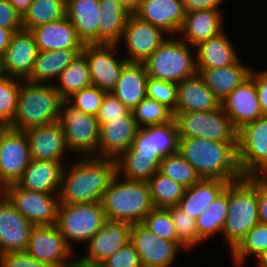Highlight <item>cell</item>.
<instances>
[{
	"mask_svg": "<svg viewBox=\"0 0 267 267\" xmlns=\"http://www.w3.org/2000/svg\"><path fill=\"white\" fill-rule=\"evenodd\" d=\"M66 16L85 44H98L99 0H66Z\"/></svg>",
	"mask_w": 267,
	"mask_h": 267,
	"instance_id": "obj_31",
	"label": "cell"
},
{
	"mask_svg": "<svg viewBox=\"0 0 267 267\" xmlns=\"http://www.w3.org/2000/svg\"><path fill=\"white\" fill-rule=\"evenodd\" d=\"M98 44H117L132 14L115 0H99Z\"/></svg>",
	"mask_w": 267,
	"mask_h": 267,
	"instance_id": "obj_35",
	"label": "cell"
},
{
	"mask_svg": "<svg viewBox=\"0 0 267 267\" xmlns=\"http://www.w3.org/2000/svg\"><path fill=\"white\" fill-rule=\"evenodd\" d=\"M0 267H50L31 257L26 251L0 255Z\"/></svg>",
	"mask_w": 267,
	"mask_h": 267,
	"instance_id": "obj_51",
	"label": "cell"
},
{
	"mask_svg": "<svg viewBox=\"0 0 267 267\" xmlns=\"http://www.w3.org/2000/svg\"><path fill=\"white\" fill-rule=\"evenodd\" d=\"M5 75L2 67V56H0V77Z\"/></svg>",
	"mask_w": 267,
	"mask_h": 267,
	"instance_id": "obj_60",
	"label": "cell"
},
{
	"mask_svg": "<svg viewBox=\"0 0 267 267\" xmlns=\"http://www.w3.org/2000/svg\"><path fill=\"white\" fill-rule=\"evenodd\" d=\"M64 166L62 162L31 159L17 184L31 191L59 194Z\"/></svg>",
	"mask_w": 267,
	"mask_h": 267,
	"instance_id": "obj_27",
	"label": "cell"
},
{
	"mask_svg": "<svg viewBox=\"0 0 267 267\" xmlns=\"http://www.w3.org/2000/svg\"><path fill=\"white\" fill-rule=\"evenodd\" d=\"M167 209L172 216L178 241L191 253L197 246L201 247L204 243L198 237L196 220L178 205Z\"/></svg>",
	"mask_w": 267,
	"mask_h": 267,
	"instance_id": "obj_44",
	"label": "cell"
},
{
	"mask_svg": "<svg viewBox=\"0 0 267 267\" xmlns=\"http://www.w3.org/2000/svg\"><path fill=\"white\" fill-rule=\"evenodd\" d=\"M116 174L115 159L97 156L71 159L63 169L60 203L101 202L109 183Z\"/></svg>",
	"mask_w": 267,
	"mask_h": 267,
	"instance_id": "obj_1",
	"label": "cell"
},
{
	"mask_svg": "<svg viewBox=\"0 0 267 267\" xmlns=\"http://www.w3.org/2000/svg\"><path fill=\"white\" fill-rule=\"evenodd\" d=\"M33 0H8V2L16 9L22 17L32 4Z\"/></svg>",
	"mask_w": 267,
	"mask_h": 267,
	"instance_id": "obj_57",
	"label": "cell"
},
{
	"mask_svg": "<svg viewBox=\"0 0 267 267\" xmlns=\"http://www.w3.org/2000/svg\"><path fill=\"white\" fill-rule=\"evenodd\" d=\"M167 37L160 28L131 14L117 46L125 48L124 52L120 51L128 62L143 63Z\"/></svg>",
	"mask_w": 267,
	"mask_h": 267,
	"instance_id": "obj_15",
	"label": "cell"
},
{
	"mask_svg": "<svg viewBox=\"0 0 267 267\" xmlns=\"http://www.w3.org/2000/svg\"><path fill=\"white\" fill-rule=\"evenodd\" d=\"M82 53L87 59L92 85L112 92L128 62L117 44H85Z\"/></svg>",
	"mask_w": 267,
	"mask_h": 267,
	"instance_id": "obj_12",
	"label": "cell"
},
{
	"mask_svg": "<svg viewBox=\"0 0 267 267\" xmlns=\"http://www.w3.org/2000/svg\"><path fill=\"white\" fill-rule=\"evenodd\" d=\"M105 93L98 87L90 85L74 93L67 101L83 113L96 117Z\"/></svg>",
	"mask_w": 267,
	"mask_h": 267,
	"instance_id": "obj_47",
	"label": "cell"
},
{
	"mask_svg": "<svg viewBox=\"0 0 267 267\" xmlns=\"http://www.w3.org/2000/svg\"><path fill=\"white\" fill-rule=\"evenodd\" d=\"M83 50L58 49L38 51L27 81L32 83L54 84L61 72L70 65Z\"/></svg>",
	"mask_w": 267,
	"mask_h": 267,
	"instance_id": "obj_33",
	"label": "cell"
},
{
	"mask_svg": "<svg viewBox=\"0 0 267 267\" xmlns=\"http://www.w3.org/2000/svg\"><path fill=\"white\" fill-rule=\"evenodd\" d=\"M226 30L195 46L197 68L227 67L240 58L236 44Z\"/></svg>",
	"mask_w": 267,
	"mask_h": 267,
	"instance_id": "obj_30",
	"label": "cell"
},
{
	"mask_svg": "<svg viewBox=\"0 0 267 267\" xmlns=\"http://www.w3.org/2000/svg\"><path fill=\"white\" fill-rule=\"evenodd\" d=\"M143 63L148 77L173 83L198 73L195 47L179 36H168Z\"/></svg>",
	"mask_w": 267,
	"mask_h": 267,
	"instance_id": "obj_6",
	"label": "cell"
},
{
	"mask_svg": "<svg viewBox=\"0 0 267 267\" xmlns=\"http://www.w3.org/2000/svg\"><path fill=\"white\" fill-rule=\"evenodd\" d=\"M100 267H142L140 257L131 242L103 261Z\"/></svg>",
	"mask_w": 267,
	"mask_h": 267,
	"instance_id": "obj_50",
	"label": "cell"
},
{
	"mask_svg": "<svg viewBox=\"0 0 267 267\" xmlns=\"http://www.w3.org/2000/svg\"><path fill=\"white\" fill-rule=\"evenodd\" d=\"M106 220L101 202L60 203L56 226L66 243L76 251L74 248L81 244L84 246L102 228Z\"/></svg>",
	"mask_w": 267,
	"mask_h": 267,
	"instance_id": "obj_7",
	"label": "cell"
},
{
	"mask_svg": "<svg viewBox=\"0 0 267 267\" xmlns=\"http://www.w3.org/2000/svg\"><path fill=\"white\" fill-rule=\"evenodd\" d=\"M107 220L142 223L155 207L147 182L126 180L116 174L102 198Z\"/></svg>",
	"mask_w": 267,
	"mask_h": 267,
	"instance_id": "obj_4",
	"label": "cell"
},
{
	"mask_svg": "<svg viewBox=\"0 0 267 267\" xmlns=\"http://www.w3.org/2000/svg\"><path fill=\"white\" fill-rule=\"evenodd\" d=\"M22 80L7 75L0 77V125L9 126L17 110V97Z\"/></svg>",
	"mask_w": 267,
	"mask_h": 267,
	"instance_id": "obj_45",
	"label": "cell"
},
{
	"mask_svg": "<svg viewBox=\"0 0 267 267\" xmlns=\"http://www.w3.org/2000/svg\"><path fill=\"white\" fill-rule=\"evenodd\" d=\"M237 144L180 137L178 152L192 164L201 179L233 182L243 177L238 165Z\"/></svg>",
	"mask_w": 267,
	"mask_h": 267,
	"instance_id": "obj_2",
	"label": "cell"
},
{
	"mask_svg": "<svg viewBox=\"0 0 267 267\" xmlns=\"http://www.w3.org/2000/svg\"><path fill=\"white\" fill-rule=\"evenodd\" d=\"M148 75L144 63L127 62L112 93L130 110L147 97Z\"/></svg>",
	"mask_w": 267,
	"mask_h": 267,
	"instance_id": "obj_32",
	"label": "cell"
},
{
	"mask_svg": "<svg viewBox=\"0 0 267 267\" xmlns=\"http://www.w3.org/2000/svg\"><path fill=\"white\" fill-rule=\"evenodd\" d=\"M159 172L185 188H189L201 180L192 164L179 152L163 157L160 161Z\"/></svg>",
	"mask_w": 267,
	"mask_h": 267,
	"instance_id": "obj_42",
	"label": "cell"
},
{
	"mask_svg": "<svg viewBox=\"0 0 267 267\" xmlns=\"http://www.w3.org/2000/svg\"><path fill=\"white\" fill-rule=\"evenodd\" d=\"M66 16V0H33L22 16V27H34L57 21Z\"/></svg>",
	"mask_w": 267,
	"mask_h": 267,
	"instance_id": "obj_40",
	"label": "cell"
},
{
	"mask_svg": "<svg viewBox=\"0 0 267 267\" xmlns=\"http://www.w3.org/2000/svg\"><path fill=\"white\" fill-rule=\"evenodd\" d=\"M131 111L138 128L168 123L174 119L173 112L168 107L148 97Z\"/></svg>",
	"mask_w": 267,
	"mask_h": 267,
	"instance_id": "obj_43",
	"label": "cell"
},
{
	"mask_svg": "<svg viewBox=\"0 0 267 267\" xmlns=\"http://www.w3.org/2000/svg\"><path fill=\"white\" fill-rule=\"evenodd\" d=\"M35 38L38 51L58 49L83 50L84 43L67 16L30 30Z\"/></svg>",
	"mask_w": 267,
	"mask_h": 267,
	"instance_id": "obj_26",
	"label": "cell"
},
{
	"mask_svg": "<svg viewBox=\"0 0 267 267\" xmlns=\"http://www.w3.org/2000/svg\"><path fill=\"white\" fill-rule=\"evenodd\" d=\"M62 101L54 84L22 80L17 97V110L8 127L25 132L57 122Z\"/></svg>",
	"mask_w": 267,
	"mask_h": 267,
	"instance_id": "obj_5",
	"label": "cell"
},
{
	"mask_svg": "<svg viewBox=\"0 0 267 267\" xmlns=\"http://www.w3.org/2000/svg\"><path fill=\"white\" fill-rule=\"evenodd\" d=\"M142 224L159 238L178 241L173 219L168 209L154 208L147 214Z\"/></svg>",
	"mask_w": 267,
	"mask_h": 267,
	"instance_id": "obj_46",
	"label": "cell"
},
{
	"mask_svg": "<svg viewBox=\"0 0 267 267\" xmlns=\"http://www.w3.org/2000/svg\"><path fill=\"white\" fill-rule=\"evenodd\" d=\"M133 14L160 28L168 36H178L186 11L182 0H141Z\"/></svg>",
	"mask_w": 267,
	"mask_h": 267,
	"instance_id": "obj_23",
	"label": "cell"
},
{
	"mask_svg": "<svg viewBox=\"0 0 267 267\" xmlns=\"http://www.w3.org/2000/svg\"><path fill=\"white\" fill-rule=\"evenodd\" d=\"M147 97L164 104L172 112L177 104V83L148 77L146 87Z\"/></svg>",
	"mask_w": 267,
	"mask_h": 267,
	"instance_id": "obj_48",
	"label": "cell"
},
{
	"mask_svg": "<svg viewBox=\"0 0 267 267\" xmlns=\"http://www.w3.org/2000/svg\"><path fill=\"white\" fill-rule=\"evenodd\" d=\"M26 252L50 267H73L77 264V253L66 243L56 225L35 226Z\"/></svg>",
	"mask_w": 267,
	"mask_h": 267,
	"instance_id": "obj_13",
	"label": "cell"
},
{
	"mask_svg": "<svg viewBox=\"0 0 267 267\" xmlns=\"http://www.w3.org/2000/svg\"><path fill=\"white\" fill-rule=\"evenodd\" d=\"M223 10L207 9L186 12L179 37L190 46L217 36L225 30Z\"/></svg>",
	"mask_w": 267,
	"mask_h": 267,
	"instance_id": "obj_25",
	"label": "cell"
},
{
	"mask_svg": "<svg viewBox=\"0 0 267 267\" xmlns=\"http://www.w3.org/2000/svg\"><path fill=\"white\" fill-rule=\"evenodd\" d=\"M155 208H169L179 205L185 187L157 171L148 181Z\"/></svg>",
	"mask_w": 267,
	"mask_h": 267,
	"instance_id": "obj_41",
	"label": "cell"
},
{
	"mask_svg": "<svg viewBox=\"0 0 267 267\" xmlns=\"http://www.w3.org/2000/svg\"><path fill=\"white\" fill-rule=\"evenodd\" d=\"M179 131L175 119L168 123L138 128L130 150L146 156H170L178 153Z\"/></svg>",
	"mask_w": 267,
	"mask_h": 267,
	"instance_id": "obj_18",
	"label": "cell"
},
{
	"mask_svg": "<svg viewBox=\"0 0 267 267\" xmlns=\"http://www.w3.org/2000/svg\"><path fill=\"white\" fill-rule=\"evenodd\" d=\"M25 134L29 142L31 159L62 162L66 165L74 157L70 156L64 129L58 122L31 128L25 131Z\"/></svg>",
	"mask_w": 267,
	"mask_h": 267,
	"instance_id": "obj_20",
	"label": "cell"
},
{
	"mask_svg": "<svg viewBox=\"0 0 267 267\" xmlns=\"http://www.w3.org/2000/svg\"><path fill=\"white\" fill-rule=\"evenodd\" d=\"M31 161L28 138L25 132L9 127L0 139V186L17 183Z\"/></svg>",
	"mask_w": 267,
	"mask_h": 267,
	"instance_id": "obj_17",
	"label": "cell"
},
{
	"mask_svg": "<svg viewBox=\"0 0 267 267\" xmlns=\"http://www.w3.org/2000/svg\"><path fill=\"white\" fill-rule=\"evenodd\" d=\"M267 249V225L258 223L251 228L240 243L231 251L230 261L234 267H245ZM248 261V262H247Z\"/></svg>",
	"mask_w": 267,
	"mask_h": 267,
	"instance_id": "obj_39",
	"label": "cell"
},
{
	"mask_svg": "<svg viewBox=\"0 0 267 267\" xmlns=\"http://www.w3.org/2000/svg\"><path fill=\"white\" fill-rule=\"evenodd\" d=\"M220 106L237 130L263 117L259 105L256 84L251 75L227 95L220 102Z\"/></svg>",
	"mask_w": 267,
	"mask_h": 267,
	"instance_id": "obj_22",
	"label": "cell"
},
{
	"mask_svg": "<svg viewBox=\"0 0 267 267\" xmlns=\"http://www.w3.org/2000/svg\"><path fill=\"white\" fill-rule=\"evenodd\" d=\"M19 30L21 29H6L0 27V56L4 54L9 46L13 33Z\"/></svg>",
	"mask_w": 267,
	"mask_h": 267,
	"instance_id": "obj_56",
	"label": "cell"
},
{
	"mask_svg": "<svg viewBox=\"0 0 267 267\" xmlns=\"http://www.w3.org/2000/svg\"><path fill=\"white\" fill-rule=\"evenodd\" d=\"M228 186L212 201L204 211L195 219L198 237L203 243L211 238L221 236L228 213ZM207 240V242H206Z\"/></svg>",
	"mask_w": 267,
	"mask_h": 267,
	"instance_id": "obj_37",
	"label": "cell"
},
{
	"mask_svg": "<svg viewBox=\"0 0 267 267\" xmlns=\"http://www.w3.org/2000/svg\"><path fill=\"white\" fill-rule=\"evenodd\" d=\"M0 27L6 29H23L22 17L8 0H0Z\"/></svg>",
	"mask_w": 267,
	"mask_h": 267,
	"instance_id": "obj_52",
	"label": "cell"
},
{
	"mask_svg": "<svg viewBox=\"0 0 267 267\" xmlns=\"http://www.w3.org/2000/svg\"><path fill=\"white\" fill-rule=\"evenodd\" d=\"M34 227L4 194L0 196V255L26 251Z\"/></svg>",
	"mask_w": 267,
	"mask_h": 267,
	"instance_id": "obj_19",
	"label": "cell"
},
{
	"mask_svg": "<svg viewBox=\"0 0 267 267\" xmlns=\"http://www.w3.org/2000/svg\"><path fill=\"white\" fill-rule=\"evenodd\" d=\"M3 194L34 226L57 224L59 194H46L21 188L17 183L6 186Z\"/></svg>",
	"mask_w": 267,
	"mask_h": 267,
	"instance_id": "obj_11",
	"label": "cell"
},
{
	"mask_svg": "<svg viewBox=\"0 0 267 267\" xmlns=\"http://www.w3.org/2000/svg\"><path fill=\"white\" fill-rule=\"evenodd\" d=\"M252 67L244 64L240 57L233 65L227 67L197 68V71L221 102L250 76Z\"/></svg>",
	"mask_w": 267,
	"mask_h": 267,
	"instance_id": "obj_29",
	"label": "cell"
},
{
	"mask_svg": "<svg viewBox=\"0 0 267 267\" xmlns=\"http://www.w3.org/2000/svg\"><path fill=\"white\" fill-rule=\"evenodd\" d=\"M122 6H124L132 14L138 9L141 0H115Z\"/></svg>",
	"mask_w": 267,
	"mask_h": 267,
	"instance_id": "obj_58",
	"label": "cell"
},
{
	"mask_svg": "<svg viewBox=\"0 0 267 267\" xmlns=\"http://www.w3.org/2000/svg\"><path fill=\"white\" fill-rule=\"evenodd\" d=\"M256 267H267V249L254 262Z\"/></svg>",
	"mask_w": 267,
	"mask_h": 267,
	"instance_id": "obj_59",
	"label": "cell"
},
{
	"mask_svg": "<svg viewBox=\"0 0 267 267\" xmlns=\"http://www.w3.org/2000/svg\"><path fill=\"white\" fill-rule=\"evenodd\" d=\"M250 75L254 78L259 105L263 116H267V68L263 70L252 67Z\"/></svg>",
	"mask_w": 267,
	"mask_h": 267,
	"instance_id": "obj_53",
	"label": "cell"
},
{
	"mask_svg": "<svg viewBox=\"0 0 267 267\" xmlns=\"http://www.w3.org/2000/svg\"><path fill=\"white\" fill-rule=\"evenodd\" d=\"M179 137L238 142V130L222 107L211 111L173 112Z\"/></svg>",
	"mask_w": 267,
	"mask_h": 267,
	"instance_id": "obj_9",
	"label": "cell"
},
{
	"mask_svg": "<svg viewBox=\"0 0 267 267\" xmlns=\"http://www.w3.org/2000/svg\"><path fill=\"white\" fill-rule=\"evenodd\" d=\"M219 107L220 101L198 73L177 83L174 112L211 111Z\"/></svg>",
	"mask_w": 267,
	"mask_h": 267,
	"instance_id": "obj_28",
	"label": "cell"
},
{
	"mask_svg": "<svg viewBox=\"0 0 267 267\" xmlns=\"http://www.w3.org/2000/svg\"><path fill=\"white\" fill-rule=\"evenodd\" d=\"M92 85L87 59L83 53L78 54L66 67L54 83L63 100H67L74 93Z\"/></svg>",
	"mask_w": 267,
	"mask_h": 267,
	"instance_id": "obj_38",
	"label": "cell"
},
{
	"mask_svg": "<svg viewBox=\"0 0 267 267\" xmlns=\"http://www.w3.org/2000/svg\"><path fill=\"white\" fill-rule=\"evenodd\" d=\"M57 122L64 129L65 142L71 155L98 157L100 127L95 116L83 113L63 100Z\"/></svg>",
	"mask_w": 267,
	"mask_h": 267,
	"instance_id": "obj_8",
	"label": "cell"
},
{
	"mask_svg": "<svg viewBox=\"0 0 267 267\" xmlns=\"http://www.w3.org/2000/svg\"><path fill=\"white\" fill-rule=\"evenodd\" d=\"M130 242L140 257L142 267H173L180 252H188L179 241L159 238L142 223L132 225Z\"/></svg>",
	"mask_w": 267,
	"mask_h": 267,
	"instance_id": "obj_14",
	"label": "cell"
},
{
	"mask_svg": "<svg viewBox=\"0 0 267 267\" xmlns=\"http://www.w3.org/2000/svg\"><path fill=\"white\" fill-rule=\"evenodd\" d=\"M7 126L0 125V139H1V134L7 129Z\"/></svg>",
	"mask_w": 267,
	"mask_h": 267,
	"instance_id": "obj_61",
	"label": "cell"
},
{
	"mask_svg": "<svg viewBox=\"0 0 267 267\" xmlns=\"http://www.w3.org/2000/svg\"><path fill=\"white\" fill-rule=\"evenodd\" d=\"M237 159L243 177H267V116L238 130Z\"/></svg>",
	"mask_w": 267,
	"mask_h": 267,
	"instance_id": "obj_10",
	"label": "cell"
},
{
	"mask_svg": "<svg viewBox=\"0 0 267 267\" xmlns=\"http://www.w3.org/2000/svg\"><path fill=\"white\" fill-rule=\"evenodd\" d=\"M38 48L33 33L21 29L13 33L9 46L2 55L4 74L27 80L37 57Z\"/></svg>",
	"mask_w": 267,
	"mask_h": 267,
	"instance_id": "obj_21",
	"label": "cell"
},
{
	"mask_svg": "<svg viewBox=\"0 0 267 267\" xmlns=\"http://www.w3.org/2000/svg\"><path fill=\"white\" fill-rule=\"evenodd\" d=\"M227 0H182L185 11L222 10ZM222 5V6H221Z\"/></svg>",
	"mask_w": 267,
	"mask_h": 267,
	"instance_id": "obj_54",
	"label": "cell"
},
{
	"mask_svg": "<svg viewBox=\"0 0 267 267\" xmlns=\"http://www.w3.org/2000/svg\"><path fill=\"white\" fill-rule=\"evenodd\" d=\"M3 194V189L2 187L0 186V196Z\"/></svg>",
	"mask_w": 267,
	"mask_h": 267,
	"instance_id": "obj_62",
	"label": "cell"
},
{
	"mask_svg": "<svg viewBox=\"0 0 267 267\" xmlns=\"http://www.w3.org/2000/svg\"><path fill=\"white\" fill-rule=\"evenodd\" d=\"M132 111L125 106L112 92L105 93L96 118L99 127L110 119H121L122 116L130 115Z\"/></svg>",
	"mask_w": 267,
	"mask_h": 267,
	"instance_id": "obj_49",
	"label": "cell"
},
{
	"mask_svg": "<svg viewBox=\"0 0 267 267\" xmlns=\"http://www.w3.org/2000/svg\"><path fill=\"white\" fill-rule=\"evenodd\" d=\"M259 223L267 225V177H258Z\"/></svg>",
	"mask_w": 267,
	"mask_h": 267,
	"instance_id": "obj_55",
	"label": "cell"
},
{
	"mask_svg": "<svg viewBox=\"0 0 267 267\" xmlns=\"http://www.w3.org/2000/svg\"><path fill=\"white\" fill-rule=\"evenodd\" d=\"M131 227L132 224L127 222L106 220L102 228L84 245L85 252L82 255L77 253V265L99 266L130 242Z\"/></svg>",
	"mask_w": 267,
	"mask_h": 267,
	"instance_id": "obj_16",
	"label": "cell"
},
{
	"mask_svg": "<svg viewBox=\"0 0 267 267\" xmlns=\"http://www.w3.org/2000/svg\"><path fill=\"white\" fill-rule=\"evenodd\" d=\"M138 126L133 114L121 119H110L100 126L98 157L117 159L130 149L134 142Z\"/></svg>",
	"mask_w": 267,
	"mask_h": 267,
	"instance_id": "obj_24",
	"label": "cell"
},
{
	"mask_svg": "<svg viewBox=\"0 0 267 267\" xmlns=\"http://www.w3.org/2000/svg\"><path fill=\"white\" fill-rule=\"evenodd\" d=\"M160 156L134 154L130 149L116 159V172L126 180L147 182L159 171Z\"/></svg>",
	"mask_w": 267,
	"mask_h": 267,
	"instance_id": "obj_36",
	"label": "cell"
},
{
	"mask_svg": "<svg viewBox=\"0 0 267 267\" xmlns=\"http://www.w3.org/2000/svg\"><path fill=\"white\" fill-rule=\"evenodd\" d=\"M228 213L221 240L230 252L259 223L258 177H242L228 184Z\"/></svg>",
	"mask_w": 267,
	"mask_h": 267,
	"instance_id": "obj_3",
	"label": "cell"
},
{
	"mask_svg": "<svg viewBox=\"0 0 267 267\" xmlns=\"http://www.w3.org/2000/svg\"><path fill=\"white\" fill-rule=\"evenodd\" d=\"M229 183L219 179H201L185 189L178 206L196 219L227 188Z\"/></svg>",
	"mask_w": 267,
	"mask_h": 267,
	"instance_id": "obj_34",
	"label": "cell"
}]
</instances>
